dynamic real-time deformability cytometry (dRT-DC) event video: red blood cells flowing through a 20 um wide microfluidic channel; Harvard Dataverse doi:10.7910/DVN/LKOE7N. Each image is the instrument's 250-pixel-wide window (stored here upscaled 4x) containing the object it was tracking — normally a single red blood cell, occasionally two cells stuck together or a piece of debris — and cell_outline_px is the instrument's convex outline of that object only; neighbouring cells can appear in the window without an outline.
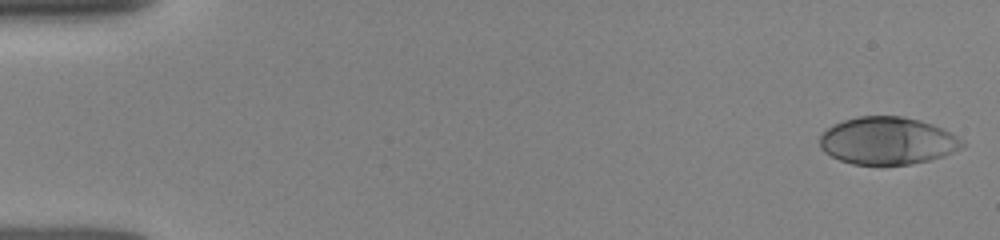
{"species": "human", "species_latin": "Homo sapiens", "temperature_condition": "room temperature", "stored_images_in_passage": 11, "camera_frame_rate_fps": 3000, "um_per_image_px": 0.085, "donor": {"sex": "female"}, "frame": {"image": 1, "passage_image": 1, "time_ms": 0.0, "image_size_px": [1000, 240], "cell_outline_px": [[964, 144], [952, 152], [944, 156], [912, 164], [852, 164], [840, 160], [824, 152], [820, 148], [820, 136], [828, 128], [844, 120], [860, 116], [904, 116], [920, 120], [932, 124], [964, 140]], "centroid_in_image_um": [75.42, 11.96], "position_along_channel_um": 9.6, "area_um2": 39.02}}
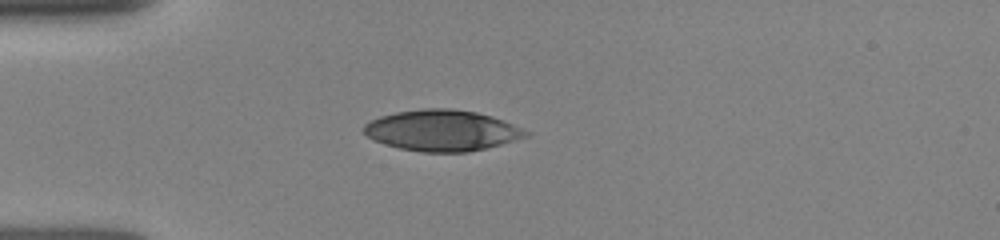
{"frame": {"image": 2, "passage_image": 11, "time_ms": 4.0, "image_size_px": [1000, 240], "cell_outline_px": [[532, 132], [528, 136], [500, 144], [468, 152], [424, 152], [400, 148], [384, 144], [368, 136], [364, 132], [364, 124], [380, 116], [396, 112], [424, 108], [452, 108], [476, 112], [492, 116], [504, 120]], "centroid_in_image_um": [37.6, 11.08], "position_along_channel_um": 47.4, "area_um2": 38.55}}